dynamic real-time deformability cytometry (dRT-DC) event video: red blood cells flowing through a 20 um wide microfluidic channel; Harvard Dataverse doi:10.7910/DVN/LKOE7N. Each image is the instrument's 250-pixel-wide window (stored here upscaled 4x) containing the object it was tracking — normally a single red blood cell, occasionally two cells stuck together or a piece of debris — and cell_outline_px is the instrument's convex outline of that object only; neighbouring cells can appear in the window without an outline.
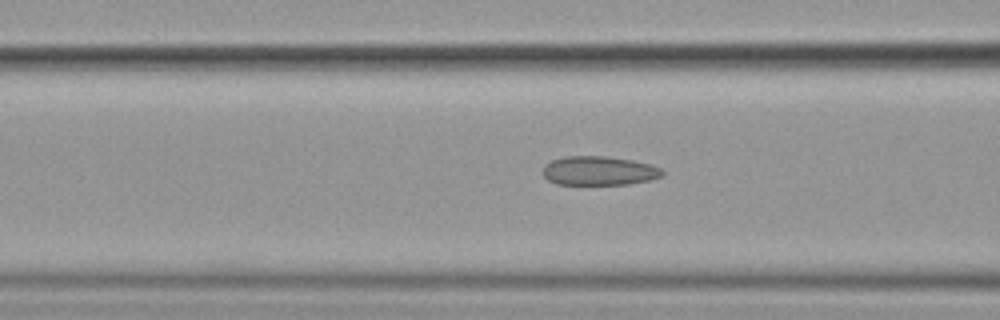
{"species": "common noctule bat (a hibernating species)", "species_latin": "Nyctalus noctula", "temperature_condition": "cold", "stored_images_in_passage": 45, "camera_frame_rate_fps": 3000, "um_per_image_px": 0.085, "animal": {"sex": "female", "body_mass_g": 19.9}, "frame": {"image": 1, "passage_image": 23, "time_ms": 7.333, "image_size_px": [1000, 320], "cell_outline_px": [[664, 172], [660, 176], [652, 180], [628, 184], [556, 184], [548, 180], [544, 176], [544, 164], [552, 160], [564, 156], [604, 156], [632, 160], [652, 164], [660, 168]], "centroid_in_image_um": [50.92, 14.51], "position_along_channel_um": 115.7, "area_um2": 20.23}}
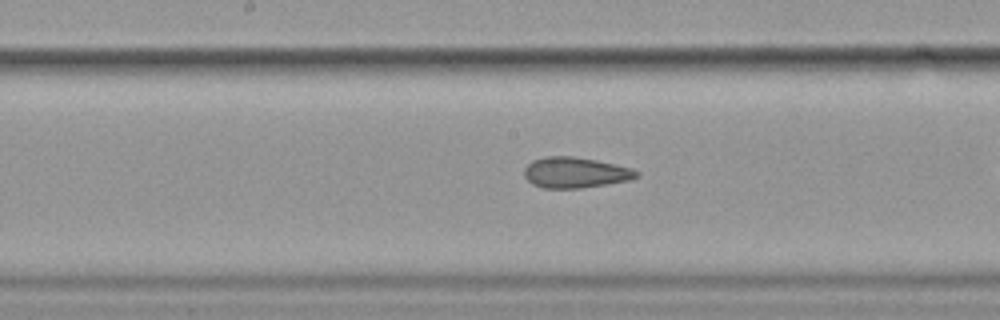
{"frame": {"image": 2, "passage_image": 30, "time_ms": 9.667, "image_size_px": [1000, 320], "cell_outline_px": [[640, 176], [632, 180], [608, 184], [580, 188], [544, 188], [532, 184], [524, 176], [524, 168], [532, 160], [544, 156], [572, 156], [596, 160], [632, 168], [640, 172]], "centroid_in_image_um": [48.92, 14.67], "position_along_channel_um": 199.3, "area_um2": 20.29}}
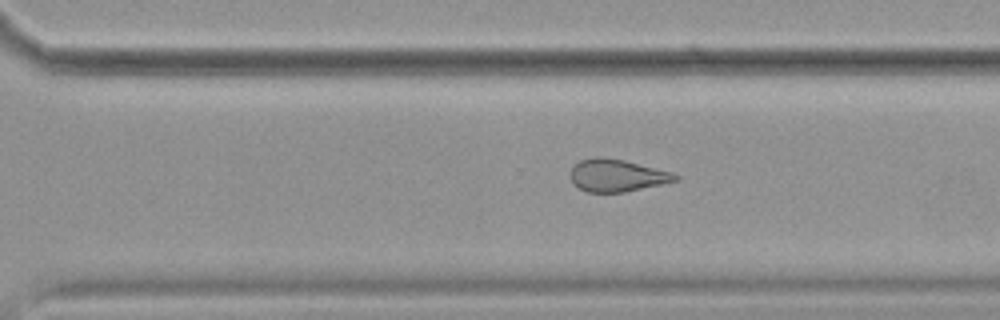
{"frame": {"image": 3, "passage_image": 40, "time_ms": 13.0, "image_size_px": [1000, 320], "cell_outline_px": [[680, 180], [624, 192], [588, 192], [580, 188], [572, 180], [572, 168], [580, 160], [596, 156], [600, 156], [624, 160], [672, 172], [680, 176]], "centroid_in_image_um": [52.49, 14.9], "position_along_channel_um": 318.1, "area_um2": 19.54}}